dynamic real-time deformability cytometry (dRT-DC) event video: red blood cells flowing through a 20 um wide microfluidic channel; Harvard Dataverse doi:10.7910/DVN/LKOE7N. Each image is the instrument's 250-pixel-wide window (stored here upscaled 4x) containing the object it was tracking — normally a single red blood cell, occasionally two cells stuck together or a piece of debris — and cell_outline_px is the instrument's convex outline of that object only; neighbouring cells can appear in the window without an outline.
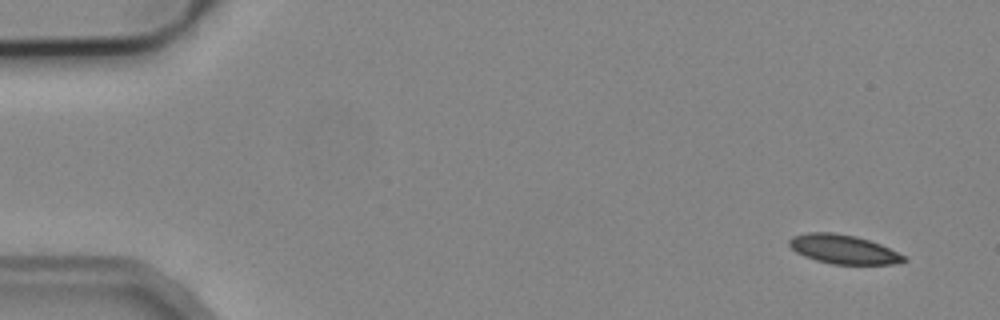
{"species": "common noctule bat (a hibernating species)", "species_latin": "Nyctalus noctula", "temperature_condition": "cold", "stored_images_in_passage": 8, "camera_frame_rate_fps": 3000, "um_per_image_px": 0.085, "animal": {"sex": "male", "body_mass_g": 19.2, "forearm_length_mm": 51.8}, "frame": {"image": 1, "passage_image": 1, "time_ms": 0.0, "image_size_px": [1000, 320], "cell_outline_px": [[908, 260], [900, 264], [832, 264], [816, 260], [804, 256], [796, 252], [788, 244], [788, 240], [792, 236], [808, 232], [832, 232], [856, 236], [880, 244], [904, 256]], "centroid_in_image_um": [71.67, 21.19], "position_along_channel_um": 13.3, "area_um2": 19.36}}